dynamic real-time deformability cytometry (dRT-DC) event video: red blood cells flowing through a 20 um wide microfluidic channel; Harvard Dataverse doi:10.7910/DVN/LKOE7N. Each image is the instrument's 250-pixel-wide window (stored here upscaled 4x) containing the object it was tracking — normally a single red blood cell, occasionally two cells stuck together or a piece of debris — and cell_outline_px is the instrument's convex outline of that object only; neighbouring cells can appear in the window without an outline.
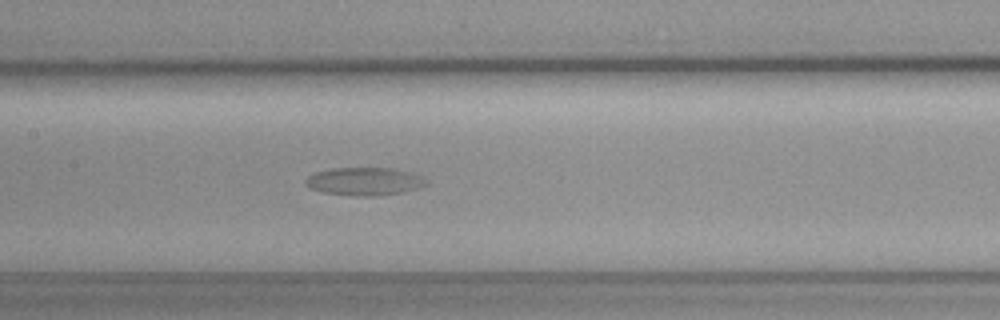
{"species": "common noctule bat (a hibernating species)", "species_latin": "Nyctalus noctula", "temperature_condition": "cold", "stored_images_in_passage": 54, "camera_frame_rate_fps": 3000, "um_per_image_px": 0.085, "animal": {"sex": "female", "body_mass_g": 19.3, "forearm_length_mm": 54.1}, "frame": {"image": 1, "passage_image": 23, "time_ms": 7.333, "image_size_px": [1000, 320], "cell_outline_px": [[428, 184], [404, 192], [376, 196], [352, 196], [320, 192], [304, 184], [304, 180], [308, 176], [316, 172], [332, 168], [392, 168], [412, 172], [428, 180]], "centroid_in_image_um": [30.97, 15.42], "position_along_channel_um": 176.4, "area_um2": 19.83}}
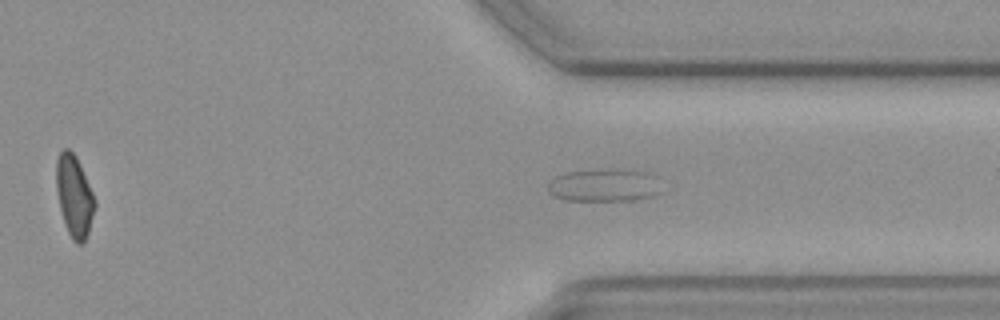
{"frame": {"image": 2, "passage_image": 39, "time_ms": 12.667, "image_size_px": [1000, 320], "cell_outline_px": [[660, 192], [652, 196], [632, 200], [564, 200], [552, 196], [548, 192], [548, 180], [564, 172], [608, 168], [636, 168], [652, 172], [656, 176]], "centroid_in_image_um": [51.36, 15.7], "position_along_channel_um": 360.0, "area_um2": 22.48}}
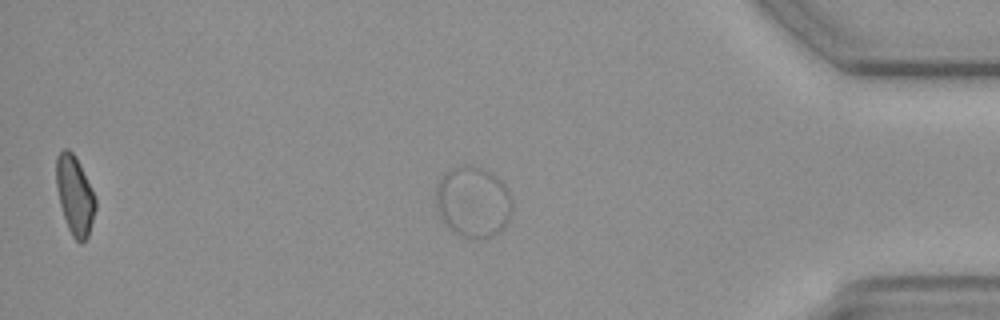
{"frame": {"image": 3, "passage_image": 45, "time_ms": 14.667, "image_size_px": [1000, 320], "cell_outline_px": [[512, 212], [508, 220], [492, 236], [480, 240], [472, 240], [448, 228], [444, 224], [440, 216], [436, 204], [436, 184], [452, 168], [464, 164], [484, 168], [500, 180], [504, 184], [512, 200]], "centroid_in_image_um": [40.2, 17.17], "position_along_channel_um": 395.0, "area_um2": 31.44}}